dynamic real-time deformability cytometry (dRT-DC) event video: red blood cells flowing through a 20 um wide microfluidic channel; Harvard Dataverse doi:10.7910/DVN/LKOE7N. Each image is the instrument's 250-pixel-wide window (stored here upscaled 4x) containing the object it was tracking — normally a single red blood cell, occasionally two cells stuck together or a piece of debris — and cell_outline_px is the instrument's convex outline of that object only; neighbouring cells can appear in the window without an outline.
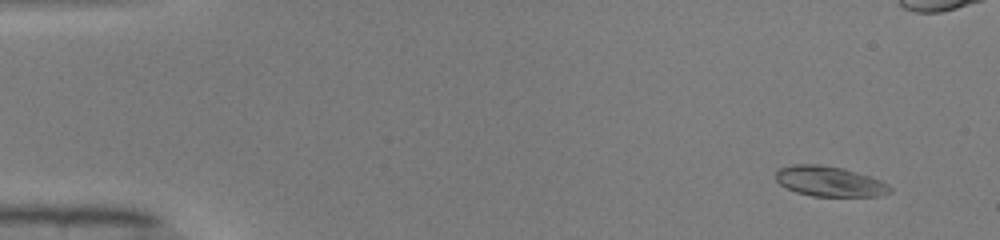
{"species": "common noctule bat (a hibernating species)", "species_latin": "Nyctalus noctula", "temperature_condition": "warm", "stored_images_in_passage": 51, "camera_frame_rate_fps": 3000, "um_per_image_px": 0.085, "animal": {"sex": "male", "body_mass_g": 19.0, "forearm_length_mm": 50.8}, "frame": {"image": 1, "passage_image": 4, "time_ms": 1.0, "image_size_px": [1000, 240], "cell_outline_px": [[892, 192], [880, 196], [812, 196], [796, 192], [780, 184], [776, 180], [776, 172], [780, 168], [796, 164], [820, 164], [844, 168], [880, 180], [888, 184], [892, 188]], "centroid_in_image_um": [70.53, 15.42], "position_along_channel_um": 14.5, "area_um2": 20.06}}
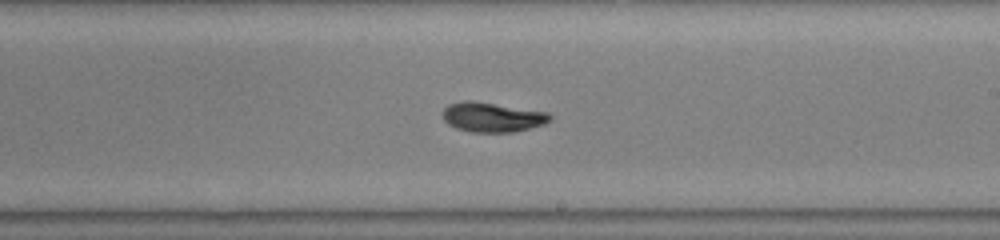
{"frame": {"image": 2, "passage_image": 30, "time_ms": 9.667, "image_size_px": [1000, 240], "cell_outline_px": [[552, 120], [544, 124], [512, 132], [472, 132], [456, 128], [448, 124], [444, 120], [444, 108], [448, 104], [464, 100], [472, 100], [548, 112], [552, 116]], "centroid_in_image_um": [41.85, 9.95], "position_along_channel_um": 247.2, "area_um2": 18.5}}
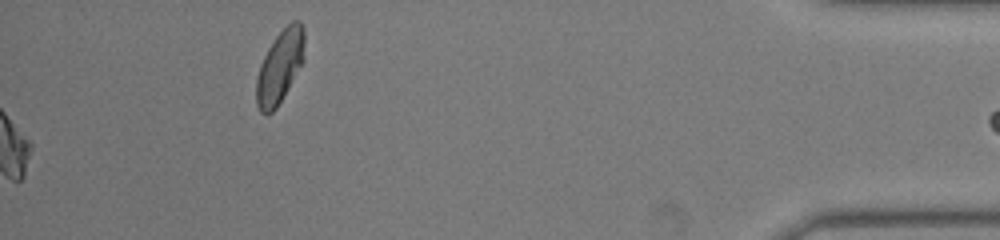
{"frame": {"image": 3, "passage_image": 51, "time_ms": 16.667, "image_size_px": [1000, 240], "cell_outline_px": [[304, 60], [276, 108], [272, 112], [260, 112], [256, 104], [256, 80], [260, 64], [268, 48], [276, 36], [292, 20], [300, 20], [304, 28]], "centroid_in_image_um": [23.79, 5.63], "position_along_channel_um": 411.4, "area_um2": 20.17}, "authors_computed_cell_mechanics": {"area_um2": 18.4382, "velocity_mm_per_s": 4.0974, "shape_relaxation_time_tau1_ms": 4.0397, "shape_relaxation_time_tau2_ms": 2.2461, "deformation_change_tau1": 0.1731, "deformation_change_tau2": 0.0621}}